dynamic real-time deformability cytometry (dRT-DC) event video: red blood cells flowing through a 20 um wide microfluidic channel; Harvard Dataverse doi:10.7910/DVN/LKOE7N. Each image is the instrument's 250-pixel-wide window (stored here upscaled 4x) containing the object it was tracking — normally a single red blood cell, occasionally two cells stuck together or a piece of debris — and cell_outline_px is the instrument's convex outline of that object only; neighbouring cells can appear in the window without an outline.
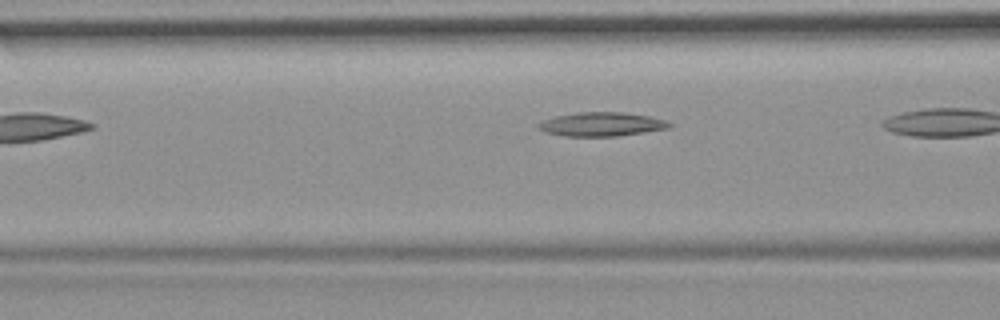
{"species": "common noctule bat (a hibernating species)", "species_latin": "Nyctalus noctula", "temperature_condition": "room temperature", "stored_images_in_passage": 9, "camera_frame_rate_fps": 3000, "um_per_image_px": 0.085, "animal": {"sex": "female", "body_mass_g": 19.9}, "frame": {"image": 1, "passage_image": 3, "time_ms": 2.333, "image_size_px": [1000, 320], "cell_outline_px": [[672, 124], [668, 128], [616, 136], [564, 136], [544, 132], [536, 128], [536, 124], [544, 120], [556, 116], [576, 112], [624, 112], [648, 116], [664, 120]], "centroid_in_image_um": [51.06, 10.56], "position_along_channel_um": 115.5, "area_um2": 18.15}}